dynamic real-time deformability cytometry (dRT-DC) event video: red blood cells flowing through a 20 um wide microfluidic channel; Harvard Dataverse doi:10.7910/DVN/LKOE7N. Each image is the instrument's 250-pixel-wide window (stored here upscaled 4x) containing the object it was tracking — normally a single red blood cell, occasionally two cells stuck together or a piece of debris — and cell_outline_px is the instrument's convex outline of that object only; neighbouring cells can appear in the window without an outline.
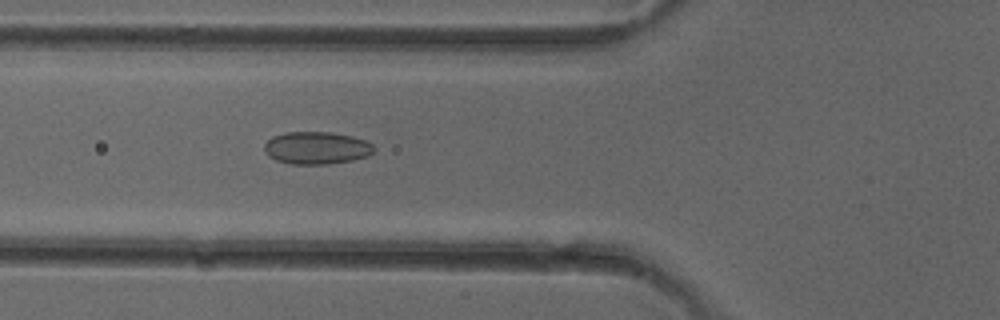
{"species": "common noctule bat (a hibernating species)", "species_latin": "Nyctalus noctula", "temperature_condition": "cold", "stored_images_in_passage": 5, "camera_frame_rate_fps": 3000, "um_per_image_px": 0.085, "animal": {"sex": "female"}, "frame": {"image": 1, "passage_image": 5, "time_ms": 5.333, "image_size_px": [1000, 320], "cell_outline_px": [[376, 152], [368, 156], [352, 160], [328, 164], [292, 164], [276, 160], [268, 156], [264, 148], [264, 144], [272, 136], [284, 132], [332, 132], [352, 136], [364, 140], [372, 144], [376, 148]], "centroid_in_image_um": [26.93, 12.57], "position_along_channel_um": 98.9, "area_um2": 20.92}}